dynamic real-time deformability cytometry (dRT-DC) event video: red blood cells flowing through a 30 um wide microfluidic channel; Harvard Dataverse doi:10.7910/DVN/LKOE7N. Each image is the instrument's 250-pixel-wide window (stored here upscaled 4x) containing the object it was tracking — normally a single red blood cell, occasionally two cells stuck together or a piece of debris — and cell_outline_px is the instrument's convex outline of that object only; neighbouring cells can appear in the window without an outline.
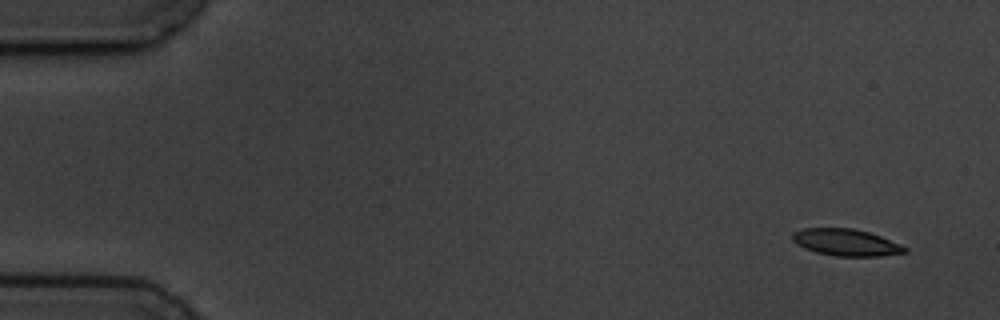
{"species": "common noctule bat (a hibernating species)", "species_latin": "Nyctalus noctula", "temperature_condition": "cold", "stored_images_in_passage": 6, "camera_frame_rate_fps": 3000, "um_per_image_px": 0.085, "animal": {"sex": "male", "body_mass_g": 19.5, "forearm_length_mm": 54.6}, "frame": {"image": 1, "passage_image": 1, "time_ms": 0.0, "image_size_px": [1000, 320], "cell_outline_px": [[908, 252], [880, 256], [832, 256], [816, 252], [804, 248], [796, 244], [792, 240], [792, 232], [804, 228], [852, 228], [868, 232], [880, 236], [900, 244], [908, 248]], "centroid_in_image_um": [71.89, 20.61], "position_along_channel_um": 13.1, "area_um2": 17.63}}
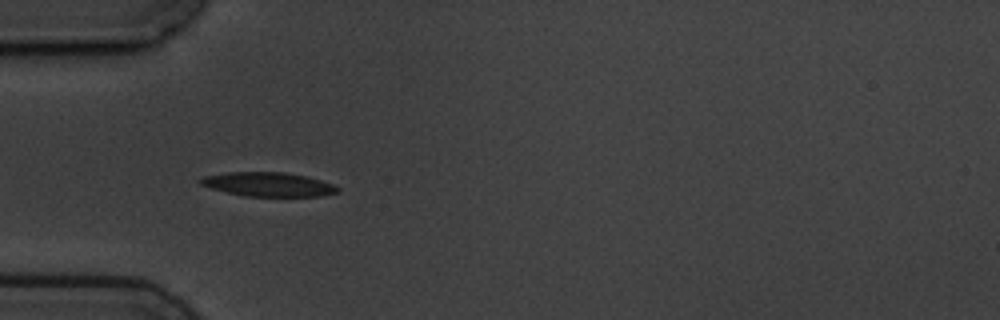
{"frame": {"image": 2, "passage_image": 5, "time_ms": 4.667, "image_size_px": [1000, 320], "cell_outline_px": [[340, 188], [336, 192], [320, 196], [244, 196], [212, 188], [200, 184], [196, 180], [204, 176], [228, 172], [284, 172], [308, 176], [332, 184]], "centroid_in_image_um": [22.78, 15.66], "position_along_channel_um": 62.2, "area_um2": 19.13}}
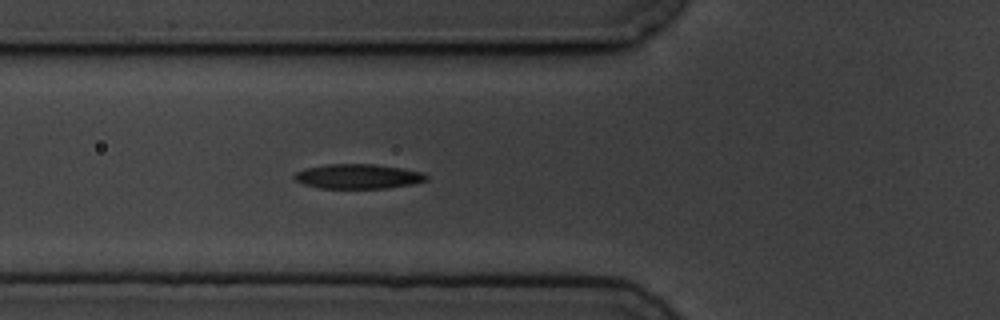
{"frame": {"image": 3, "passage_image": 6, "time_ms": 5.667, "image_size_px": [1000, 320], "cell_outline_px": [[428, 180], [412, 184], [384, 188], [320, 188], [304, 184], [296, 180], [292, 176], [296, 172], [304, 168], [328, 164], [376, 164], [424, 172], [428, 176]], "centroid_in_image_um": [30.44, 14.99], "position_along_channel_um": 95.4, "area_um2": 18.96}}